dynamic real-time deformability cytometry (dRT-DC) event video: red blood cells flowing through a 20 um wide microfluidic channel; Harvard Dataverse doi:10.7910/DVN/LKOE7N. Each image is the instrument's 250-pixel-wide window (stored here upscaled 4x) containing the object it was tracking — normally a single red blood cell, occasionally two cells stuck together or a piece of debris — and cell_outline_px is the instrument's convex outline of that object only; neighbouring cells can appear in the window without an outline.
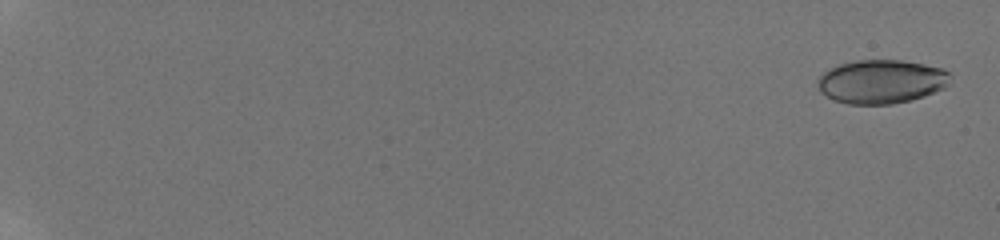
{"species": "human", "species_latin": "Homo sapiens", "temperature_condition": "room temperature", "stored_images_in_passage": 14, "camera_frame_rate_fps": 3000, "um_per_image_px": 0.085, "donor": {"sex": "male"}, "frame": {"image": 1, "passage_image": 1, "time_ms": 0.0, "image_size_px": [1000, 240], "cell_outline_px": [[952, 76], [948, 84], [944, 88], [924, 96], [912, 100], [892, 104], [848, 104], [836, 100], [820, 92], [820, 76], [824, 72], [840, 64], [856, 60], [900, 60], [924, 64], [944, 68]], "centroid_in_image_um": [74.98, 6.93], "position_along_channel_um": 10.0, "area_um2": 33.64}}
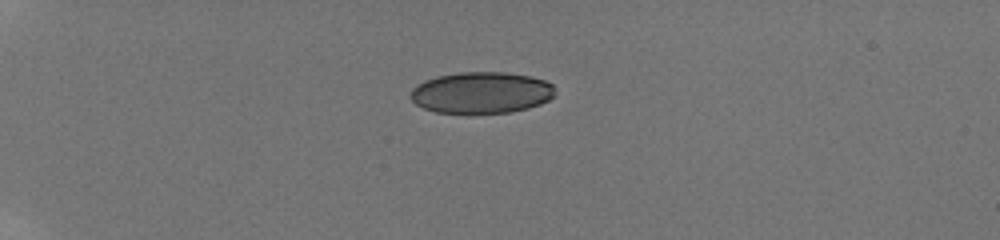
{"frame": {"image": 2, "passage_image": 7, "time_ms": 5.333, "image_size_px": [1000, 240], "cell_outline_px": [[556, 96], [540, 104], [528, 108], [512, 112], [468, 116], [436, 112], [424, 108], [416, 104], [408, 96], [412, 88], [424, 80], [436, 76], [460, 72], [504, 72], [532, 76], [544, 80], [552, 84], [556, 88]], "centroid_in_image_um": [40.91, 7.91], "position_along_channel_um": 44.1, "area_um2": 36.13}}
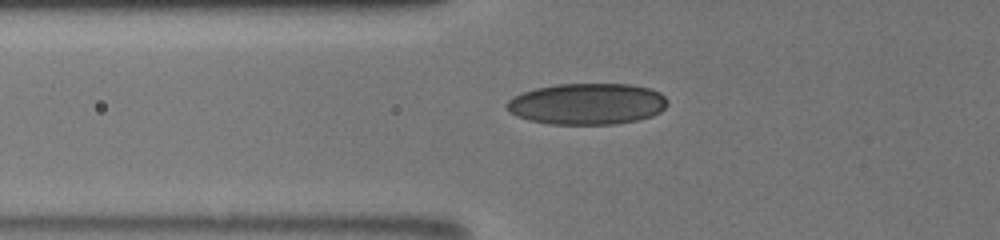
{"frame": {"image": 3, "passage_image": 12, "time_ms": 7.667, "image_size_px": [1000, 240], "cell_outline_px": [[668, 104], [660, 112], [652, 116], [636, 120], [616, 124], [548, 124], [528, 120], [516, 116], [508, 112], [504, 104], [512, 96], [536, 88], [556, 84], [632, 84], [648, 88], [660, 92], [668, 100]], "centroid_in_image_um": [49.88, 8.83], "position_along_channel_um": 75.9, "area_um2": 39.02}}